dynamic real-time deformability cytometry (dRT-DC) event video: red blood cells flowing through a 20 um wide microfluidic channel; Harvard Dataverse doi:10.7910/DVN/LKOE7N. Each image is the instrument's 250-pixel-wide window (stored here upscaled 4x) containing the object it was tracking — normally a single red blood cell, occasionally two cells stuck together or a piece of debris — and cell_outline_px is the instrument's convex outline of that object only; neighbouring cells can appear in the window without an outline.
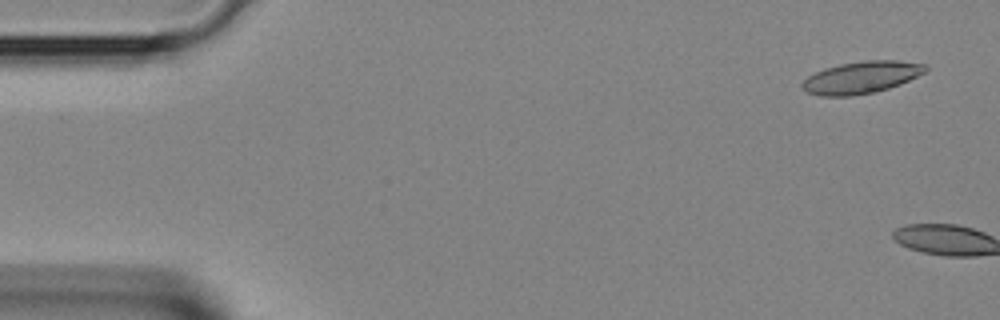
{"species": "Egyptian fruit bat (a non-hibernating species)", "species_latin": "Rousettus aegyptiacus", "temperature_condition": "room temperature", "stored_images_in_passage": 3, "camera_frame_rate_fps": 3000, "um_per_image_px": 0.085, "animal": {"sex": "female"}, "frame": {"image": 1, "passage_image": 1, "time_ms": 0.0, "image_size_px": [1000, 320], "cell_outline_px": [[928, 68], [924, 72], [900, 84], [876, 92], [852, 96], [820, 96], [808, 92], [800, 84], [808, 76], [824, 68], [840, 64], [864, 60], [896, 60], [924, 64]], "centroid_in_image_um": [73.19, 6.58], "position_along_channel_um": 11.8, "area_um2": 22.89}}